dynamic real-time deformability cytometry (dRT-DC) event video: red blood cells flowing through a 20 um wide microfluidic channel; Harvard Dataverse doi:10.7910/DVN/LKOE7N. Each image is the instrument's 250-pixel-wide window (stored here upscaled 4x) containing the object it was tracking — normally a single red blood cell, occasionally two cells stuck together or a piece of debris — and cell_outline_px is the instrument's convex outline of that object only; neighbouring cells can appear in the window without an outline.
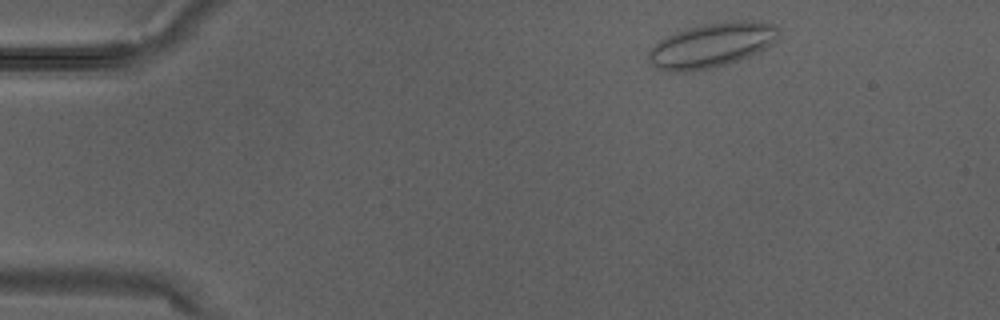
{"species": "Egyptian fruit bat (a non-hibernating species)", "species_latin": "Rousettus aegyptiacus", "temperature_condition": "warm", "stored_images_in_passage": 2, "camera_frame_rate_fps": 3000, "um_per_image_px": 0.085, "animal": {"sex": "male"}, "frame": {"image": 1, "passage_image": 1, "time_ms": 0.0, "image_size_px": [1000, 320], "cell_outline_px": [[776, 40], [772, 44], [748, 56], [724, 64], [708, 68], [684, 72], [668, 72], [656, 68], [648, 60], [648, 52], [660, 40], [676, 32], [688, 28], [704, 24], [736, 20], [744, 20], [772, 24], [776, 28]], "centroid_in_image_um": [60.43, 3.85], "position_along_channel_um": 24.6, "area_um2": 32.95}}